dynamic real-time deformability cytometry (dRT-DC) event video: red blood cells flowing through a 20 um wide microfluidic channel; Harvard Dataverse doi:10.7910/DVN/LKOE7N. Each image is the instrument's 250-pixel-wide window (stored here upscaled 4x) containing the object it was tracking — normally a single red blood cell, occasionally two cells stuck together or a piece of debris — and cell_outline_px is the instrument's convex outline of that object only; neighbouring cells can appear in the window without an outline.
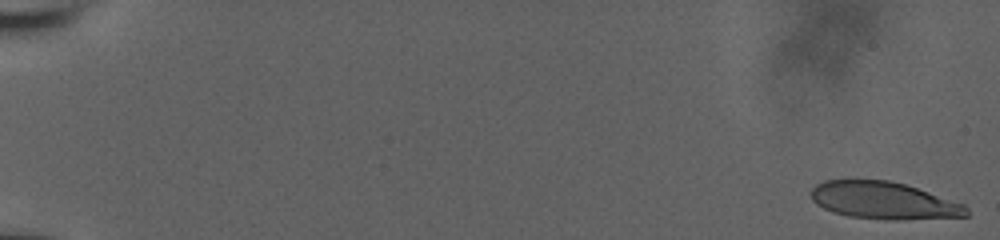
{"species": "human", "species_latin": "Homo sapiens", "temperature_condition": "room temperature", "stored_images_in_passage": 57, "camera_frame_rate_fps": 3000, "um_per_image_px": 0.085, "donor": {"sex": "male"}, "frame": {"image": 1, "passage_image": 1, "time_ms": 0.0, "image_size_px": [1000, 240], "cell_outline_px": [[968, 216], [896, 220], [892, 220], [848, 216], [832, 212], [816, 204], [812, 200], [812, 188], [816, 184], [824, 180], [888, 180], [904, 184], [964, 204], [968, 208]], "centroid_in_image_um": [75.09, 17.05], "position_along_channel_um": 9.9, "area_um2": 33.47}}
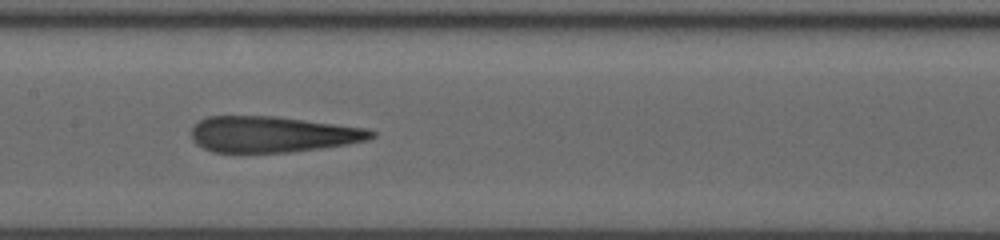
{"frame": {"image": 2, "passage_image": 31, "time_ms": 10.0, "image_size_px": [1000, 240], "cell_outline_px": [[376, 136], [368, 140], [348, 144], [292, 152], [212, 152], [196, 144], [192, 140], [192, 128], [200, 120], [208, 116], [276, 116], [368, 128], [376, 132]], "centroid_in_image_um": [23.19, 11.41], "position_along_channel_um": 184.2, "area_um2": 37.86}}
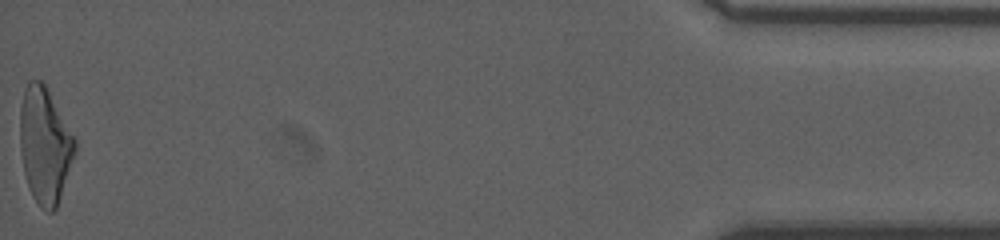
{"frame": {"image": 3, "passage_image": 57, "time_ms": 18.667, "image_size_px": [1000, 240], "cell_outline_px": [[76, 152], [56, 208], [52, 212], [44, 212], [40, 208], [32, 196], [28, 188], [24, 172], [20, 148], [20, 108], [24, 88], [28, 80], [40, 80], [44, 84], [76, 140]], "centroid_in_image_um": [3.79, 12.38], "position_along_channel_um": 431.4, "area_um2": 36.99}, "authors_computed_cell_mechanics": {"area_um2": 37.859, "velocity_mm_per_s": 3.8388, "shape_relaxation_time_tau1_ms": 8.4731, "shape_relaxation_time_tau2_ms": 1.6352, "deformation_change_tau1": 0.2892, "deformation_change_tau2": 0.1278}}